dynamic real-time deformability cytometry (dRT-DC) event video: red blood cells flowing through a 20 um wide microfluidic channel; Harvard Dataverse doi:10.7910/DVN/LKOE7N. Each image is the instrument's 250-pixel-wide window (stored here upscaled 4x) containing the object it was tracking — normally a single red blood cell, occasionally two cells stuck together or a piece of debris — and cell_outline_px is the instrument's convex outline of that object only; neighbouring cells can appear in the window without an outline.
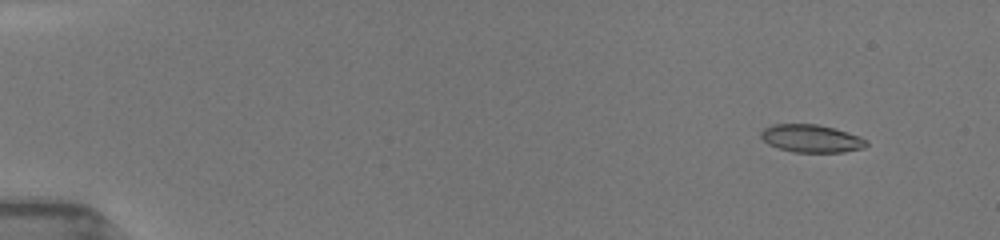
{"species": "common noctule bat (a hibernating species)", "species_latin": "Nyctalus noctula", "temperature_condition": "room temperature", "stored_images_in_passage": 7, "camera_frame_rate_fps": 3000, "um_per_image_px": 0.085, "animal": {"sex": "female", "body_mass_g": 19.5, "forearm_length_mm": 54.1}, "frame": {"image": 1, "passage_image": 1, "time_ms": 0.0, "image_size_px": [1000, 240], "cell_outline_px": [[868, 144], [864, 148], [844, 152], [792, 152], [768, 144], [760, 136], [760, 132], [764, 128], [772, 124], [816, 124], [832, 128], [860, 136], [868, 140]], "centroid_in_image_um": [68.97, 11.77], "position_along_channel_um": 16.0, "area_um2": 17.05}}
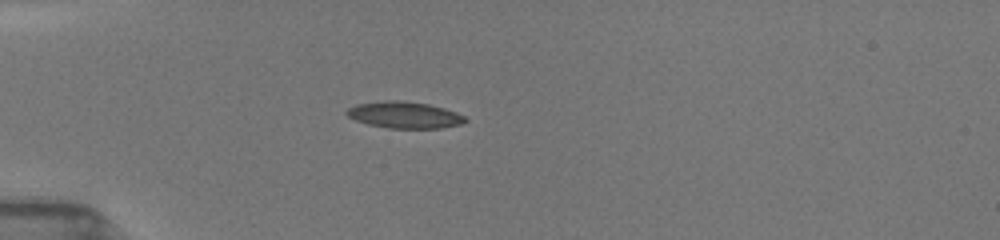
{"frame": {"image": 2, "passage_image": 5, "time_ms": 3.667, "image_size_px": [1000, 240], "cell_outline_px": [[468, 120], [460, 124], [440, 128], [388, 128], [368, 124], [356, 120], [348, 116], [344, 112], [348, 108], [356, 104], [384, 100], [396, 100], [428, 104], [444, 108], [456, 112], [464, 116]], "centroid_in_image_um": [34.35, 9.76], "position_along_channel_um": 50.6, "area_um2": 18.26}}
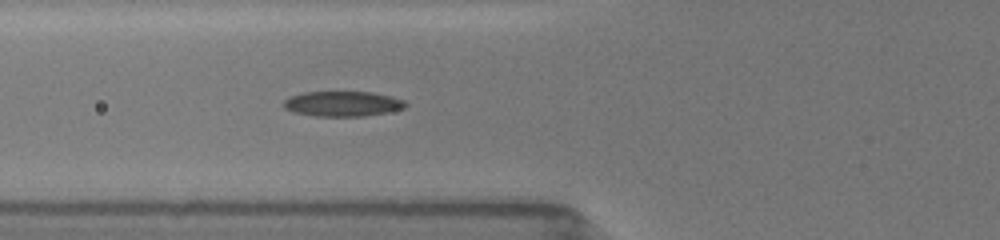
{"frame": {"image": 3, "passage_image": 7, "time_ms": 5.333, "image_size_px": [1000, 240], "cell_outline_px": [[408, 104], [404, 108], [388, 112], [364, 116], [316, 116], [292, 112], [284, 108], [284, 100], [288, 96], [304, 92], [372, 92], [392, 96], [404, 100]], "centroid_in_image_um": [29.12, 8.82], "position_along_channel_um": 96.7, "area_um2": 17.98}}